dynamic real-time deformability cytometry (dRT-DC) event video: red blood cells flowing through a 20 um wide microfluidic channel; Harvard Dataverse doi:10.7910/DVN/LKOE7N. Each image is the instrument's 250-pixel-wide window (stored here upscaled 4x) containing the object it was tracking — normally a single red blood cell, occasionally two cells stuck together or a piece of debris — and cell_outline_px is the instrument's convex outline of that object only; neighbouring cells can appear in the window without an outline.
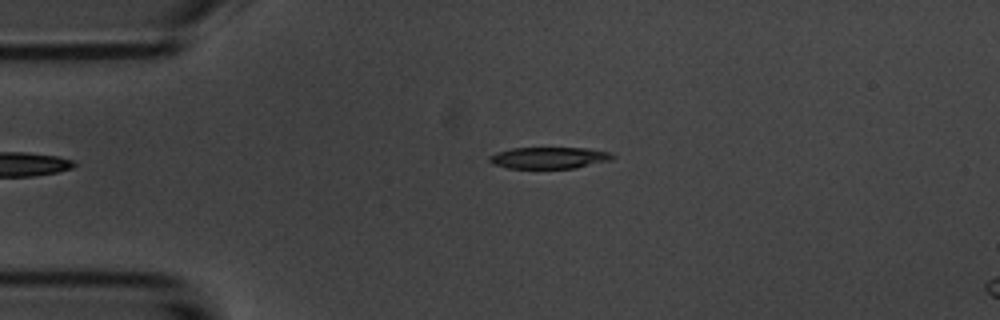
{"species": "common noctule bat (a hibernating species)", "species_latin": "Nyctalus noctula", "temperature_condition": "room temperature", "stored_images_in_passage": 5, "camera_frame_rate_fps": 3000, "um_per_image_px": 0.085, "animal": {"sex": "male", "body_mass_g": 20.1, "forearm_length_mm": 53.5}, "frame": {"image": 1, "passage_image": 5, "time_ms": 5.0, "image_size_px": [1000, 320], "cell_outline_px": [[616, 156], [612, 160], [576, 168], [508, 168], [492, 164], [488, 160], [488, 156], [496, 152], [512, 148], [584, 148], [612, 152]], "centroid_in_image_um": [46.69, 13.41], "position_along_channel_um": 38.3, "area_um2": 15.61}}